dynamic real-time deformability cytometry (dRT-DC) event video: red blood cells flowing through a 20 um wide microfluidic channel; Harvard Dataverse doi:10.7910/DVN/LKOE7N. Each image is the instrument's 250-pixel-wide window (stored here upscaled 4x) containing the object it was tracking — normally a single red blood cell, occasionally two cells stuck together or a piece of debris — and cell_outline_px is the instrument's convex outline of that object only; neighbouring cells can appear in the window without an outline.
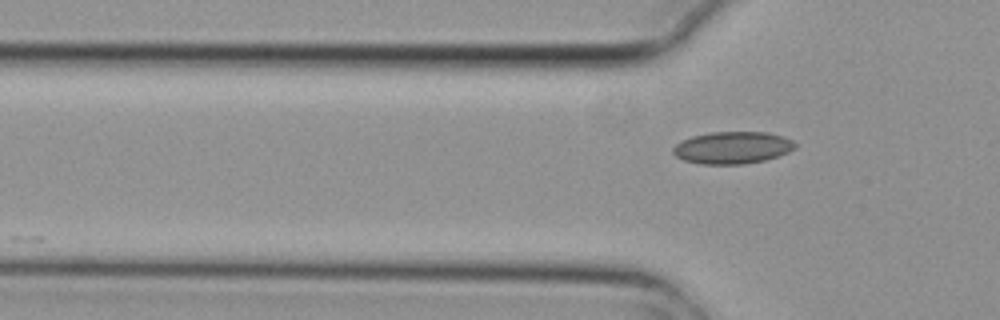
{"species": "common noctule bat (a hibernating species)", "species_latin": "Nyctalus noctula", "temperature_condition": "cold", "stored_images_in_passage": 7, "segment_of_instrument_passage": [2, 2], "camera_frame_rate_fps": 3000, "um_per_image_px": 0.085, "animal": {"sex": "female", "body_mass_g": 29.2, "forearm_length_mm": 56.3}, "frame": {"image": 1, "passage_image": 7, "time_ms": 2.0, "image_size_px": [1000, 320], "cell_outline_px": [[796, 148], [788, 152], [764, 160], [744, 164], [700, 164], [684, 160], [676, 156], [672, 152], [672, 148], [676, 144], [692, 136], [712, 132], [768, 132], [784, 136], [792, 140], [796, 144]], "centroid_in_image_um": [62.27, 12.55], "position_along_channel_um": 63.5, "area_um2": 22.83}}